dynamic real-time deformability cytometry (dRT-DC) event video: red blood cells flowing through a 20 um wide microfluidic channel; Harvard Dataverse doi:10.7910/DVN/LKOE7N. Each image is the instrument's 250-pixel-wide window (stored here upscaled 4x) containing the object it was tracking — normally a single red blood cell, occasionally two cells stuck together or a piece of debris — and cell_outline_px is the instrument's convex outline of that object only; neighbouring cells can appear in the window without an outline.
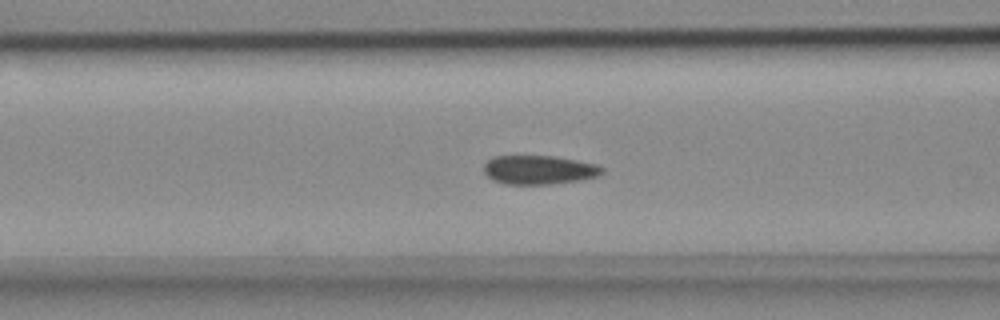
{"species": "common noctule bat (a hibernating species)", "species_latin": "Nyctalus noctula", "temperature_condition": "cold", "stored_images_in_passage": 41, "camera_frame_rate_fps": 3000, "um_per_image_px": 0.085, "animal": {"sex": "female", "body_mass_g": 18.4}, "frame": {"image": 1, "passage_image": 7, "time_ms": 2.0, "image_size_px": [1000, 320], "cell_outline_px": [[604, 172], [600, 176], [580, 180], [552, 184], [504, 184], [492, 180], [484, 172], [484, 164], [492, 156], [556, 156], [600, 164], [604, 168]], "centroid_in_image_um": [45.86, 14.43], "position_along_channel_um": 120.7, "area_um2": 20.29}}
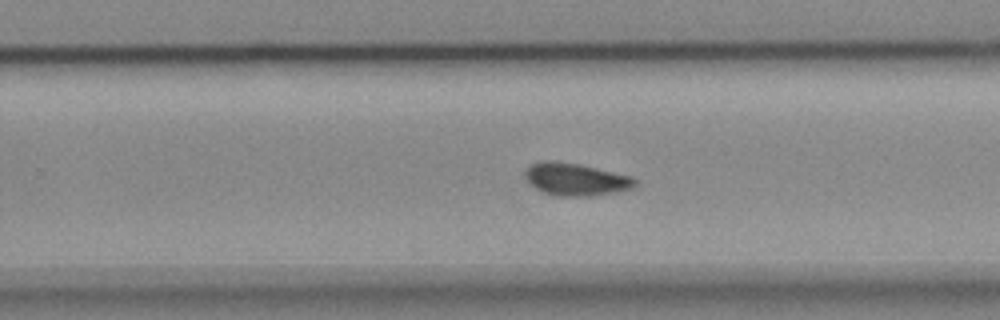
{"frame": {"image": 2, "passage_image": 20, "time_ms": 6.333, "image_size_px": [1000, 320], "cell_outline_px": [[636, 184], [632, 188], [616, 192], [592, 196], [560, 196], [544, 192], [536, 188], [528, 180], [524, 172], [532, 164], [540, 160], [556, 160], [580, 164], [632, 176], [636, 180]], "centroid_in_image_um": [48.96, 15.23], "position_along_channel_um": 280.8, "area_um2": 20.75}}
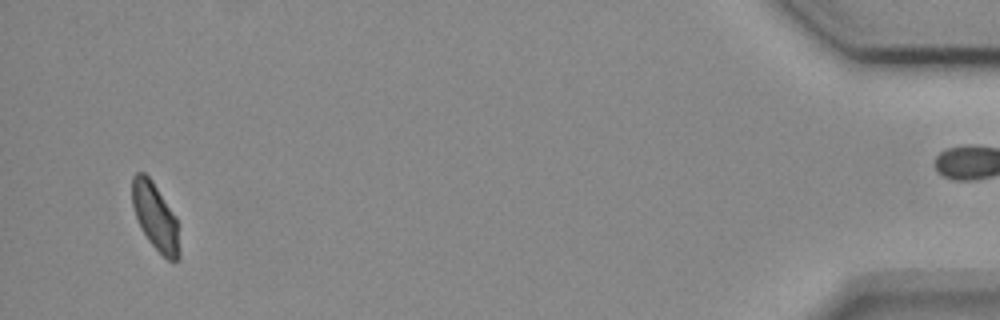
{"frame": {"image": 3, "passage_image": 38, "time_ms": 12.333, "image_size_px": [1000, 320], "cell_outline_px": [[180, 256], [176, 260], [168, 260], [148, 240], [140, 228], [132, 204], [132, 176], [136, 172], [144, 172], [152, 180], [176, 216], [180, 248]], "centroid_in_image_um": [13.2, 18.4], "position_along_channel_um": 422.0, "area_um2": 18.44}, "authors_computed_cell_mechanics": {"area_um2": 20.2878, "velocity_mm_per_s": 3.7036, "shape_relaxation_time_tau1_ms": null, "shape_relaxation_time_tau2_ms": 8.565, "deformation_change_tau1": null, "deformation_change_tau2": 0.0698}}